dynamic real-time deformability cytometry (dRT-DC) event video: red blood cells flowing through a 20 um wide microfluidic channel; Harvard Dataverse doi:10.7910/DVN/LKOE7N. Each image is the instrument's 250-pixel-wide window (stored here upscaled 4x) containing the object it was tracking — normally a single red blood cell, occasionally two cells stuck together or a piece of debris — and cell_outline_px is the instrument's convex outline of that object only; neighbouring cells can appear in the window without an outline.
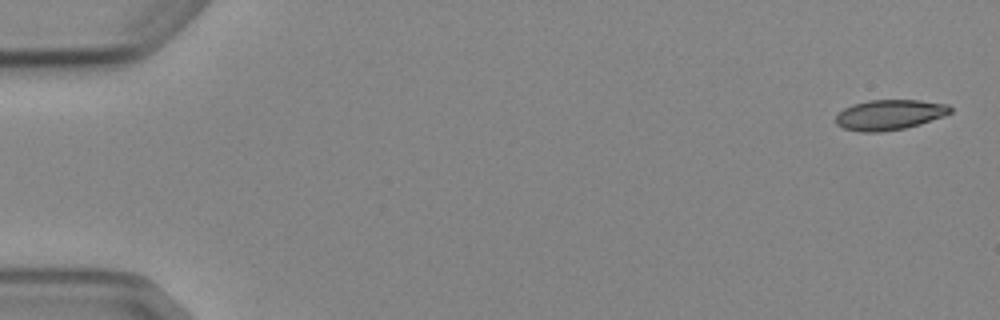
{"species": "Egyptian fruit bat (a non-hibernating species)", "species_latin": "Rousettus aegyptiacus", "temperature_condition": "cold", "stored_images_in_passage": 5, "camera_frame_rate_fps": 3000, "um_per_image_px": 0.085, "animal": {"sex": "female"}, "frame": {"image": 1, "passage_image": 1, "time_ms": 0.0, "image_size_px": [1000, 320], "cell_outline_px": [[952, 112], [944, 116], [920, 124], [904, 128], [880, 132], [860, 132], [844, 128], [836, 124], [836, 116], [844, 108], [852, 104], [868, 100], [920, 100], [948, 104], [952, 108]], "centroid_in_image_um": [75.62, 9.75], "position_along_channel_um": 9.4, "area_um2": 20.23}}